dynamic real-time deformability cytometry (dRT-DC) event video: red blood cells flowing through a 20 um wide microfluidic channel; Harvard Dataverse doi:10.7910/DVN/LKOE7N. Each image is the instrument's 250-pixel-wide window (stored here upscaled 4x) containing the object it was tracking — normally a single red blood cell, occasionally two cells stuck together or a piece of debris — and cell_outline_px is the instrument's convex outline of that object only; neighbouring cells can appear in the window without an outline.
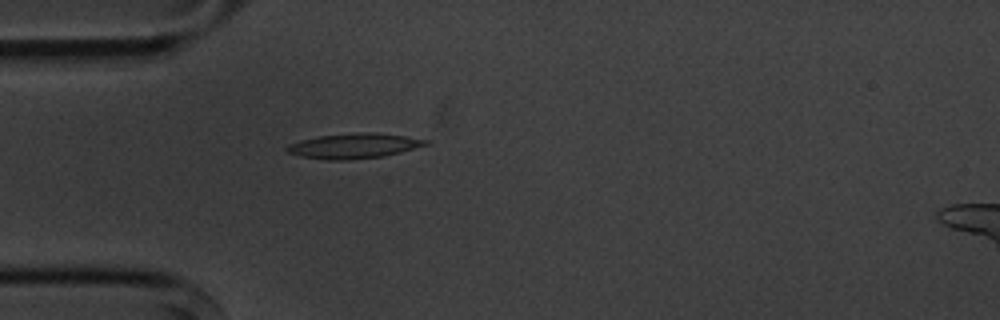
{"species": "common noctule bat (a hibernating species)", "species_latin": "Nyctalus noctula", "temperature_condition": "cold", "stored_images_in_passage": 1, "camera_frame_rate_fps": 3000, "um_per_image_px": 0.085, "animal": {"sex": "male", "body_mass_g": 20.1, "forearm_length_mm": 53.5}, "frame": {"image": 1, "passage_image": 1, "time_ms": 0.0, "image_size_px": [1000, 320], "cell_outline_px": [[428, 144], [400, 152], [384, 156], [348, 160], [328, 160], [300, 156], [288, 152], [284, 148], [288, 144], [300, 140], [320, 136], [352, 132], [376, 132], [404, 136], [428, 140]], "centroid_in_image_um": [30.04, 12.39], "position_along_channel_um": 55.0, "area_um2": 20.23}}